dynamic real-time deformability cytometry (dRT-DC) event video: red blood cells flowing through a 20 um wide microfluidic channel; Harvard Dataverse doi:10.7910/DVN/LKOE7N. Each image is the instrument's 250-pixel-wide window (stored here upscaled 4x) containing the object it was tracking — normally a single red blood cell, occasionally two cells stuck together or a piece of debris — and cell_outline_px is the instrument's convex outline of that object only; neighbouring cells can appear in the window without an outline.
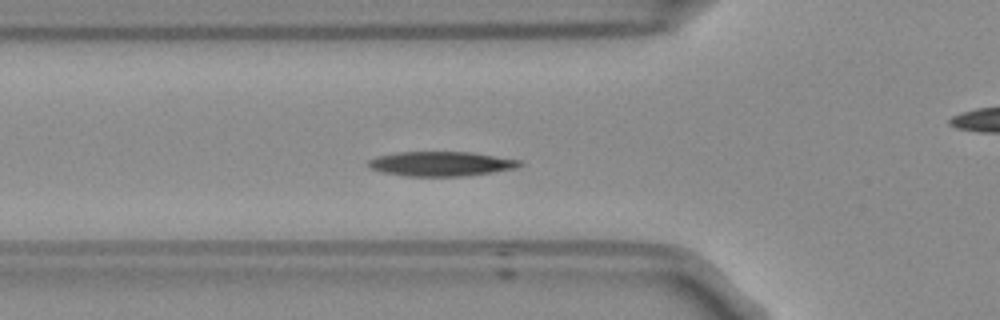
{"species": "Egyptian fruit bat (a non-hibernating species)", "species_latin": "Rousettus aegyptiacus", "temperature_condition": "room temperature", "stored_images_in_passage": 43, "camera_frame_rate_fps": 3000, "um_per_image_px": 0.085, "frame": {"image": 1, "passage_image": 6, "time_ms": 1.667, "image_size_px": [1000, 320], "cell_outline_px": [[520, 164], [516, 168], [492, 172], [464, 176], [404, 176], [380, 172], [368, 168], [368, 160], [376, 156], [400, 152], [472, 152], [520, 160]], "centroid_in_image_um": [37.42, 13.92], "position_along_channel_um": 88.4, "area_um2": 21.68}}
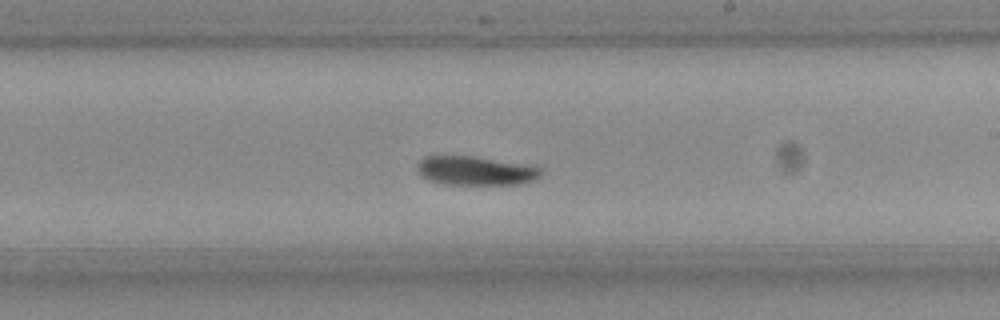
{"frame": {"image": 2, "passage_image": 19, "time_ms": 6.0, "image_size_px": [1000, 320], "cell_outline_px": [[544, 172], [540, 176], [532, 180], [520, 184], [448, 184], [432, 180], [424, 176], [416, 168], [420, 160], [424, 156], [476, 156], [532, 164], [540, 168]], "centroid_in_image_um": [40.52, 14.49], "position_along_channel_um": 248.5, "area_um2": 20.92}}
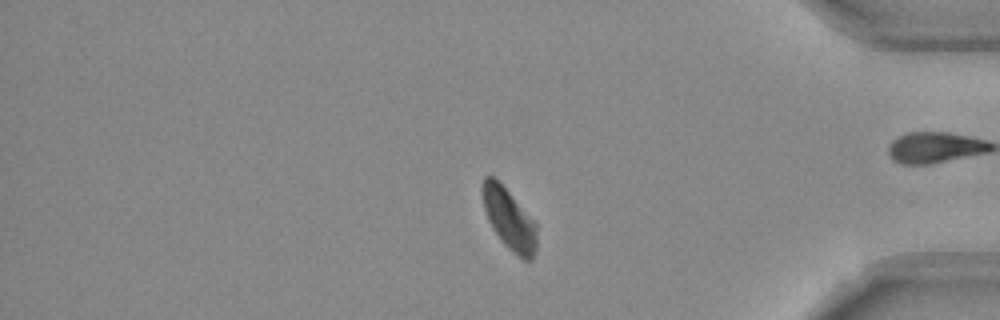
{"frame": {"image": 3, "passage_image": 33, "time_ms": 10.667, "image_size_px": [1000, 320], "cell_outline_px": [[536, 248], [532, 260], [524, 260], [516, 256], [504, 244], [492, 228], [488, 220], [484, 208], [480, 192], [484, 176], [492, 176], [508, 192], [536, 224]], "centroid_in_image_um": [43.24, 18.65], "position_along_channel_um": 392.0, "area_um2": 19.02}, "authors_computed_cell_mechanics": {"area_um2": 21.1548, "velocity_mm_per_s": 3.6957, "shape_relaxation_time_tau1_ms": 5.9306, "shape_relaxation_time_tau2_ms": null, "deformation_change_tau1": 0.1659, "deformation_change_tau2": null}}